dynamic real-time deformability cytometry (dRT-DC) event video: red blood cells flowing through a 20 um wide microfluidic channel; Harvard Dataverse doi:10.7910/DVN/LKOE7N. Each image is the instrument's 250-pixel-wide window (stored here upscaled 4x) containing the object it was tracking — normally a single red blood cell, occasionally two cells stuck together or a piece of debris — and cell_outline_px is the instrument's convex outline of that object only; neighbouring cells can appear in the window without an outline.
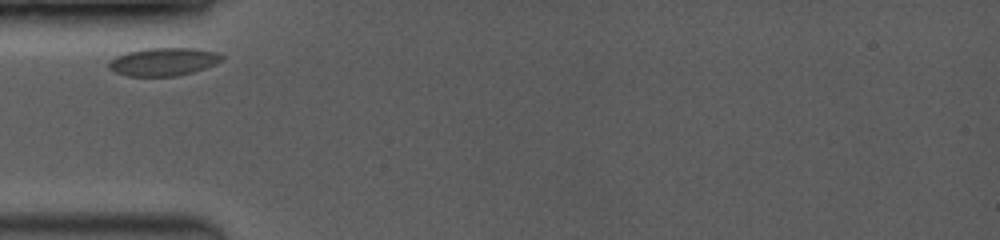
{"species": "common noctule bat (a hibernating species)", "species_latin": "Nyctalus noctula", "temperature_condition": "room temperature", "stored_images_in_passage": 17, "camera_frame_rate_fps": 3500, "um_per_image_px": 0.085, "animal": {"sex": "female", "body_mass_g": 19.0, "forearm_length_mm": 53.3}, "frame": {"image": 1, "passage_image": 1, "time_ms": 0.0, "image_size_px": [1000, 240], "cell_outline_px": [[224, 60], [216, 64], [192, 72], [176, 76], [128, 76], [116, 72], [108, 68], [108, 60], [116, 56], [128, 52], [148, 48], [192, 48], [216, 52], [224, 56]], "centroid_in_image_um": [13.89, 5.25], "position_along_channel_um": 71.1, "area_um2": 18.44}}
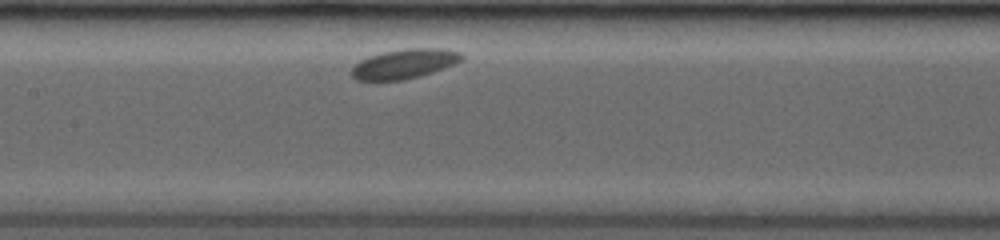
{"frame": {"image": 2, "passage_image": 8, "time_ms": 2.857, "image_size_px": [1000, 240], "cell_outline_px": [[464, 60], [456, 64], [420, 76], [404, 80], [356, 80], [352, 76], [352, 64], [368, 56], [384, 52], [408, 48], [444, 48], [460, 52], [464, 56]], "centroid_in_image_um": [34.4, 5.42], "position_along_channel_um": 173.0, "area_um2": 19.13}}
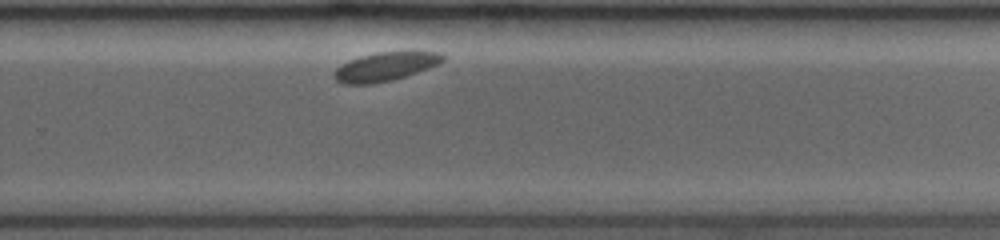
{"frame": {"image": 3, "passage_image": 17, "time_ms": 6.286, "image_size_px": [1000, 240], "cell_outline_px": [[448, 56], [440, 64], [392, 80], [372, 84], [340, 84], [332, 76], [336, 68], [360, 56], [376, 52], [440, 52]], "centroid_in_image_um": [32.76, 5.67], "position_along_channel_um": 297.0, "area_um2": 18.09}}